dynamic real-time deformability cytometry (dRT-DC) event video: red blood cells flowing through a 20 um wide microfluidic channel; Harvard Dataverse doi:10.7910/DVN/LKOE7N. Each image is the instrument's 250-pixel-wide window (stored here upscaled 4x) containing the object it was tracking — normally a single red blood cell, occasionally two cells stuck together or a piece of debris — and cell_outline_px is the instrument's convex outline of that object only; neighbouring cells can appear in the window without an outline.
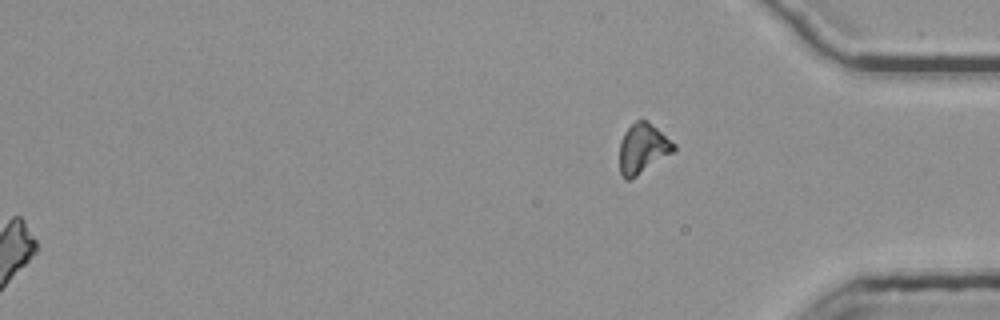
{"species": "common noctule bat (a hibernating species)", "species_latin": "Nyctalus noctula", "temperature_condition": "room temperature", "stored_images_in_passage": 49, "segment_of_instrument_passage": [2, 2], "camera_frame_rate_fps": 3000, "um_per_image_px": 0.085, "animal": {"sex": "female", "body_mass_g": 25.1}, "frame": {"image": 1, "passage_image": 49, "time_ms": 16.0, "image_size_px": [1000, 320], "cell_outline_px": [[676, 152], [636, 176], [628, 180], [624, 180], [620, 172], [620, 140], [624, 132], [636, 120], [648, 120], [676, 144]], "centroid_in_image_um": [54.67, 12.62], "position_along_channel_um": 380.5, "area_um2": 16.01}}